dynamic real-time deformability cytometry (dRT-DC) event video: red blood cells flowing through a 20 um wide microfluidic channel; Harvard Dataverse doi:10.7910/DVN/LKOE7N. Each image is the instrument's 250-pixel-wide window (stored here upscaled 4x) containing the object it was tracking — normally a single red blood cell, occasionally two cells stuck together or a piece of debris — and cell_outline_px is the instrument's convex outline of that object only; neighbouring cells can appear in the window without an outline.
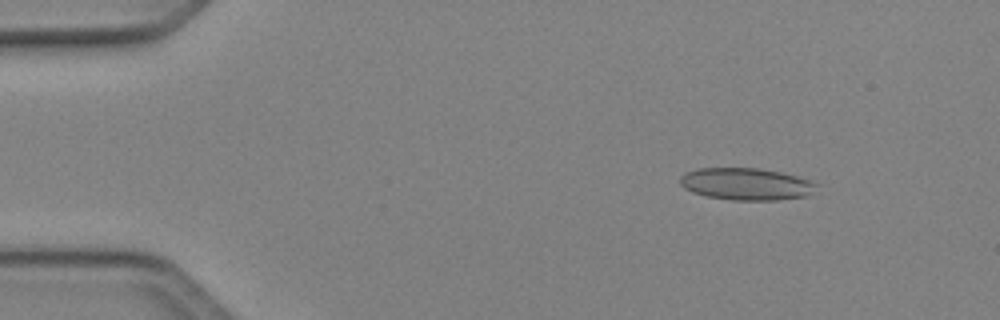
{"species": "Egyptian fruit bat (a non-hibernating species)", "species_latin": "Rousettus aegyptiacus", "temperature_condition": "cold", "stored_images_in_passage": 48, "camera_frame_rate_fps": 3000, "um_per_image_px": 0.085, "animal": {"sex": "female"}, "frame": {"image": 1, "passage_image": 5, "time_ms": 1.333, "image_size_px": [1000, 320], "cell_outline_px": [[820, 184], [804, 196], [776, 200], [732, 200], [708, 196], [692, 192], [684, 188], [680, 184], [680, 176], [684, 172], [700, 168], [756, 168], [780, 172], [796, 176]], "centroid_in_image_um": [63.37, 15.63], "position_along_channel_um": 21.6, "area_um2": 25.26}}
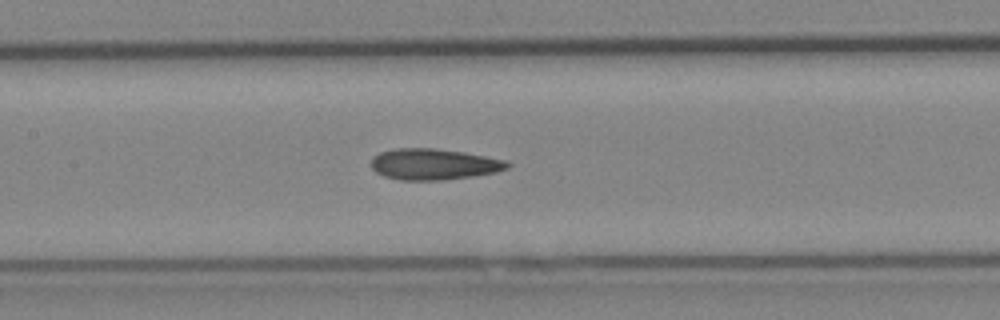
{"frame": {"image": 2, "passage_image": 22, "time_ms": 7.0, "image_size_px": [1000, 320], "cell_outline_px": [[512, 164], [508, 168], [496, 172], [472, 176], [444, 180], [400, 180], [384, 176], [376, 172], [372, 168], [372, 156], [380, 152], [396, 148], [436, 148], [464, 152], [504, 160]], "centroid_in_image_um": [36.86, 13.96], "position_along_channel_um": 170.5, "area_um2": 24.68}}
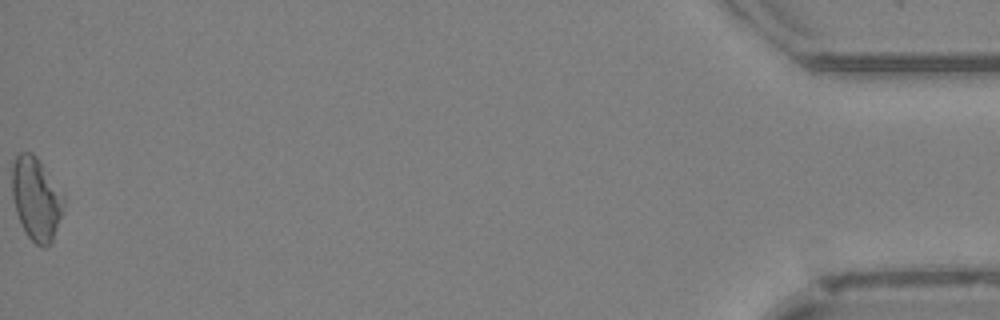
{"frame": {"image": 3, "passage_image": 48, "time_ms": 15.667, "image_size_px": [1000, 320], "cell_outline_px": [[64, 200], [60, 216], [52, 240], [44, 248], [36, 244], [28, 236], [16, 212], [12, 196], [12, 164], [16, 156], [20, 152], [32, 152], [36, 156], [64, 196]], "centroid_in_image_um": [3.04, 16.86], "position_along_channel_um": 432.2, "area_um2": 24.39}, "authors_computed_cell_mechanics": {"area_um2": 24.1604, "velocity_mm_per_s": 4.1541, "shape_relaxation_time_tau1_ms": null, "shape_relaxation_time_tau2_ms": 5.327, "deformation_change_tau1": null, "deformation_change_tau2": 0.1574}}